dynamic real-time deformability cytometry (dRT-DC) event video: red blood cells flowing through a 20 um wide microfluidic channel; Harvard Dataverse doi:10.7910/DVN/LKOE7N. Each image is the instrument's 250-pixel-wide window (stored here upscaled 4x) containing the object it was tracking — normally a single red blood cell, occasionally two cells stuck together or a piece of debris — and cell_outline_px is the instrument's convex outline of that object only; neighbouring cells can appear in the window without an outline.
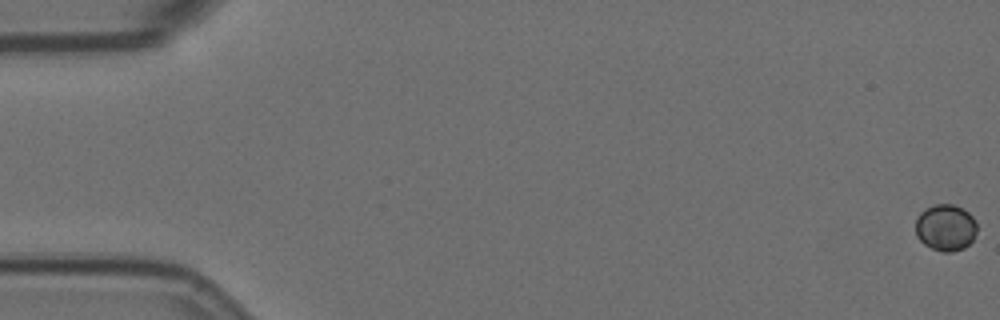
{"species": "Egyptian fruit bat (a non-hibernating species)", "species_latin": "Rousettus aegyptiacus", "temperature_condition": "room temperature", "stored_images_in_passage": 25, "camera_frame_rate_fps": 3000, "um_per_image_px": 0.085, "animal": {"sex": "female"}, "frame": {"image": 1, "passage_image": 1, "time_ms": 0.0, "image_size_px": [1000, 320], "cell_outline_px": [[976, 232], [972, 240], [964, 248], [952, 252], [944, 252], [932, 248], [924, 244], [916, 236], [916, 220], [920, 212], [936, 204], [952, 204], [968, 212], [972, 216], [976, 224]], "centroid_in_image_um": [80.37, 19.35], "position_along_channel_um": 4.6, "area_um2": 16.47}}
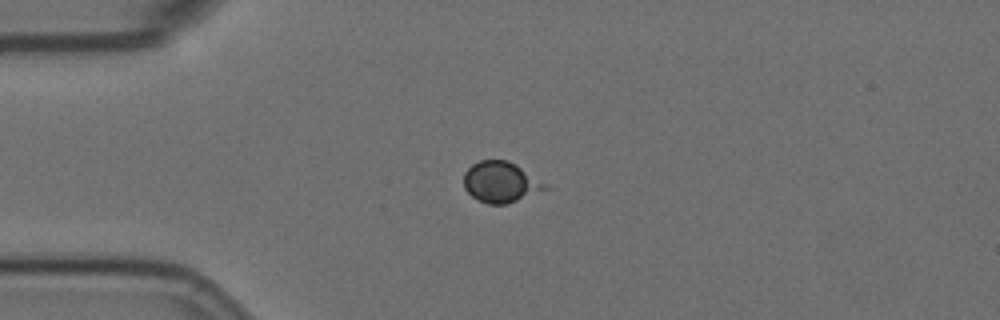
{"frame": {"image": 2, "passage_image": 16, "time_ms": 5.0, "image_size_px": [1000, 320], "cell_outline_px": [[548, 188], [516, 200], [504, 204], [488, 204], [476, 200], [464, 188], [464, 172], [472, 164], [480, 160], [508, 160], [516, 164], [548, 184]], "centroid_in_image_um": [42.53, 15.46], "position_along_channel_um": 42.5, "area_um2": 19.25}}
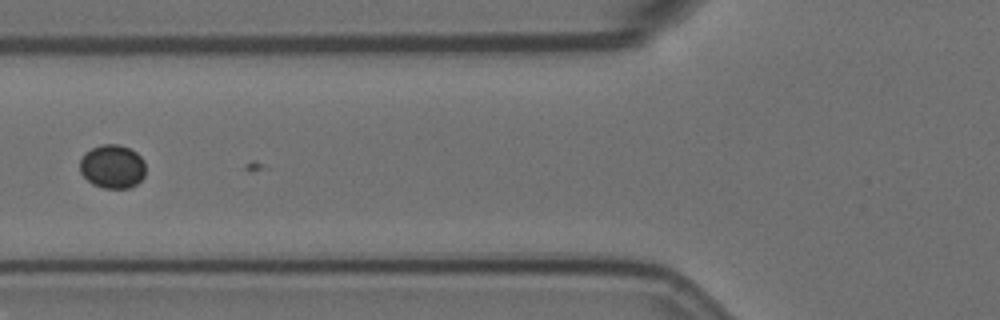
{"frame": {"image": 3, "passage_image": 24, "time_ms": 7.667, "image_size_px": [1000, 320], "cell_outline_px": [[144, 176], [136, 184], [128, 188], [104, 188], [92, 184], [80, 172], [80, 160], [92, 148], [100, 144], [120, 144], [136, 152], [144, 160]], "centroid_in_image_um": [9.56, 14.15], "position_along_channel_um": 116.2, "area_um2": 16.59}}